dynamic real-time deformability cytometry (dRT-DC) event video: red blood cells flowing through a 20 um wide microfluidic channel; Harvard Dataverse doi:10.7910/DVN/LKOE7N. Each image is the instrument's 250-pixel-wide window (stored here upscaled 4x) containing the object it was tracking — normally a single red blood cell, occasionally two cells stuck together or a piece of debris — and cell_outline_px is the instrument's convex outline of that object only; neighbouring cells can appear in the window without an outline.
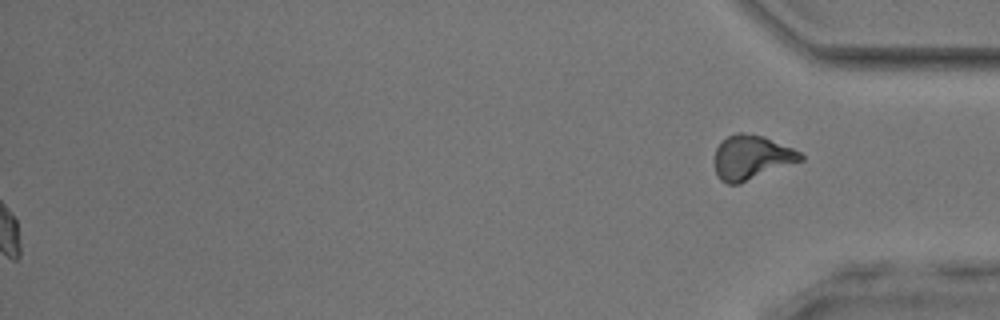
{"species": "common noctule bat (a hibernating species)", "species_latin": "Nyctalus noctula", "temperature_condition": "room temperature", "stored_images_in_passage": 46, "segment_of_instrument_passage": [2, 2], "camera_frame_rate_fps": 3000, "um_per_image_px": 0.085, "animal": {"sex": "male", "body_mass_g": 17.9, "forearm_length_mm": 54.2}, "frame": {"image": 1, "passage_image": 46, "time_ms": 15.0, "image_size_px": [1000, 320], "cell_outline_px": [[804, 160], [740, 184], [728, 184], [720, 180], [716, 172], [716, 148], [728, 136], [736, 132], [740, 132], [764, 136], [792, 148], [800, 152], [804, 156]], "centroid_in_image_um": [63.91, 13.39], "position_along_channel_um": 371.3, "area_um2": 22.14}}